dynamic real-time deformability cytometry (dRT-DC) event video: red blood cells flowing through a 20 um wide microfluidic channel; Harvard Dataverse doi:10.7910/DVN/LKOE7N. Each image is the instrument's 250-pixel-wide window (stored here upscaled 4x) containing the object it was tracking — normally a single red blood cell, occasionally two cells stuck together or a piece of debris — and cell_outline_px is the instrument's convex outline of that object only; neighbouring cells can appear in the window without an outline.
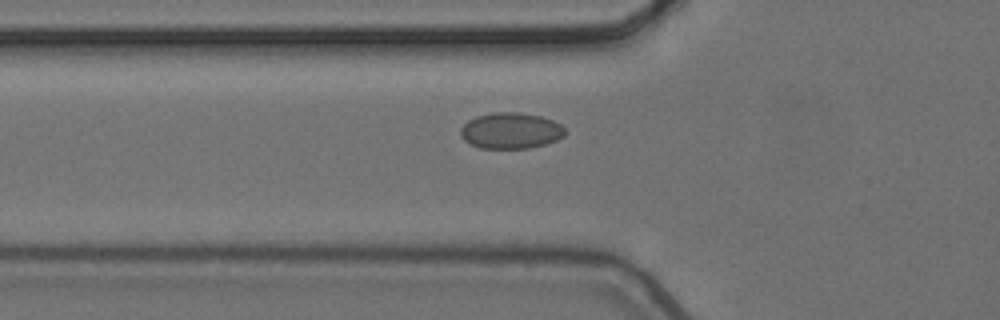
{"species": "common noctule bat (a hibernating species)", "species_latin": "Nyctalus noctula", "temperature_condition": "cold", "stored_images_in_passage": 5, "camera_frame_rate_fps": 3000, "um_per_image_px": 0.085, "animal": {"sex": "female", "body_mass_g": 24.6, "forearm_length_mm": 56.2}, "frame": {"image": 1, "passage_image": 5, "time_ms": 1.333, "image_size_px": [1000, 320], "cell_outline_px": [[564, 136], [556, 140], [544, 144], [528, 148], [480, 148], [464, 140], [460, 136], [460, 128], [468, 120], [476, 116], [492, 112], [520, 112], [540, 116], [552, 120], [560, 124], [564, 128]], "centroid_in_image_um": [43.38, 11.1], "position_along_channel_um": 82.4, "area_um2": 21.91}}